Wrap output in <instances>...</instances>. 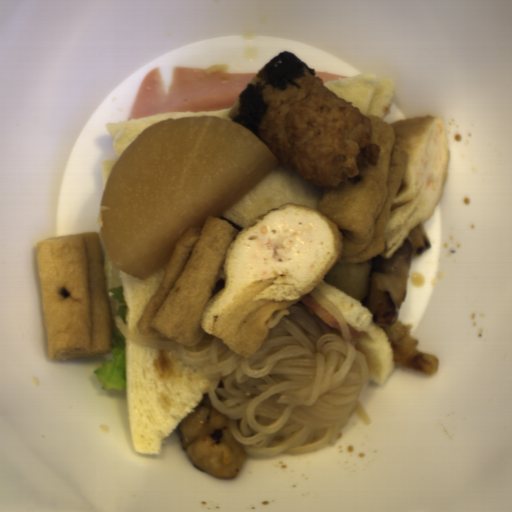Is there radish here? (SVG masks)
I'll return each mask as SVG.
<instances>
[{"label": "radish", "mask_w": 512, "mask_h": 512, "mask_svg": "<svg viewBox=\"0 0 512 512\" xmlns=\"http://www.w3.org/2000/svg\"><path fill=\"white\" fill-rule=\"evenodd\" d=\"M279 165L259 136L231 119L149 126L119 155L101 194L98 235L111 266L142 280L157 272L189 228L226 212Z\"/></svg>", "instance_id": "obj_1"}, {"label": "radish", "mask_w": 512, "mask_h": 512, "mask_svg": "<svg viewBox=\"0 0 512 512\" xmlns=\"http://www.w3.org/2000/svg\"><path fill=\"white\" fill-rule=\"evenodd\" d=\"M371 271V258L366 263H337L322 281L338 288L361 305L365 301Z\"/></svg>", "instance_id": "obj_2"}]
</instances>
